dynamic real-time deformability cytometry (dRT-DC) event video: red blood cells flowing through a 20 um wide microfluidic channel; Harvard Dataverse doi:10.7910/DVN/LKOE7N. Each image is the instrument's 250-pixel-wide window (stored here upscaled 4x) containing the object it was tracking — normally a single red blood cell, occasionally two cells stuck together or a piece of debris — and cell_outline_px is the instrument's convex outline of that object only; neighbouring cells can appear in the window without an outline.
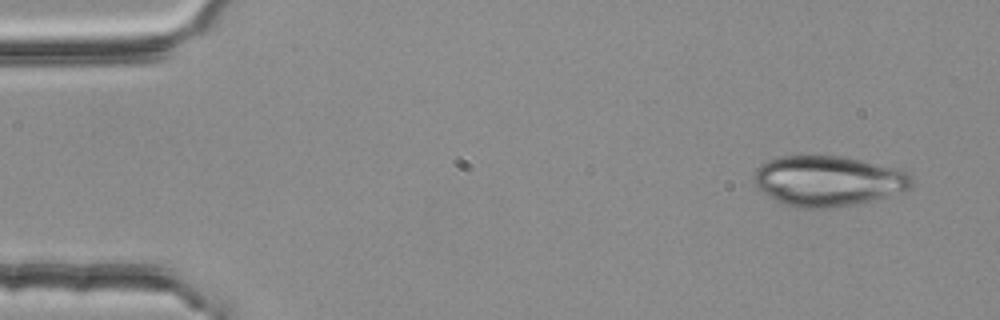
{"species": "common noctule bat (a hibernating species)", "species_latin": "Nyctalus noctula", "temperature_condition": "room temperature", "stored_images_in_passage": 5, "segment_of_instrument_passage": [2, 2], "camera_frame_rate_fps": 3000, "um_per_image_px": 0.085, "animal": {"sex": "female", "body_mass_g": 25.1}, "frame": {"image": 1, "passage_image": 5, "time_ms": 1.333, "image_size_px": [1000, 320], "cell_outline_px": [[916, 180], [912, 188], [872, 200], [856, 204], [828, 208], [796, 208], [784, 204], [776, 200], [764, 192], [752, 180], [752, 176], [756, 168], [760, 164], [768, 160], [780, 156], [840, 156], [860, 160], [896, 168], [908, 172]], "centroid_in_image_um": [70.39, 15.38], "position_along_channel_um": 14.6, "area_um2": 46.3}}